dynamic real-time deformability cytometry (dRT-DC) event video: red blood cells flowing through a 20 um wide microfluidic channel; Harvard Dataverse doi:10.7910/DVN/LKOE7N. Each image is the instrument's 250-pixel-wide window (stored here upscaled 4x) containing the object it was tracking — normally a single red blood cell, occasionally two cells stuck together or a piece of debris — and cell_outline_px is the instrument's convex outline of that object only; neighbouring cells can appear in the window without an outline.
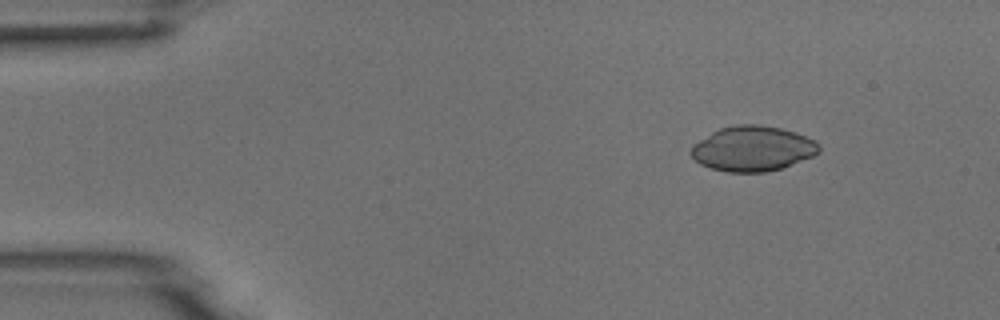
{"species": "common noctule bat (a hibernating species)", "species_latin": "Nyctalus noctula", "temperature_condition": "room temperature", "stored_images_in_passage": 4, "camera_frame_rate_fps": 3000, "um_per_image_px": 0.085, "animal": {"sex": "male", "body_mass_g": 18.8}, "frame": {"image": 1, "passage_image": 2, "time_ms": 1.0, "image_size_px": [1000, 320], "cell_outline_px": [[820, 152], [812, 156], [780, 168], [764, 172], [728, 172], [708, 168], [700, 164], [688, 152], [692, 144], [712, 132], [720, 128], [736, 124], [760, 124], [780, 128], [796, 132], [820, 144]], "centroid_in_image_um": [63.93, 12.63], "position_along_channel_um": 21.1, "area_um2": 33.64}}